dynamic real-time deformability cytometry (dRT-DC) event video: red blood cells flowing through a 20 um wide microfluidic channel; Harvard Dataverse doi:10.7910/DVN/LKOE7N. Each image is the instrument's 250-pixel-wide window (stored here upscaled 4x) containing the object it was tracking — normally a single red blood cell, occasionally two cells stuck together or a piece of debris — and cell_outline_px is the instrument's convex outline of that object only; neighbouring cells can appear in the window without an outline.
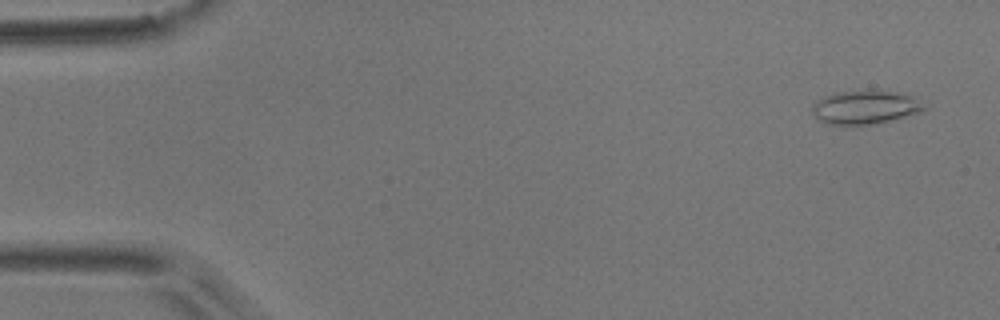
{"species": "common noctule bat (a hibernating species)", "species_latin": "Nyctalus noctula", "temperature_condition": "room temperature", "stored_images_in_passage": 53, "camera_frame_rate_fps": 3000, "um_per_image_px": 0.085, "animal": {"sex": "male", "body_mass_g": 17.9}, "frame": {"image": 1, "passage_image": 3, "time_ms": 0.667, "image_size_px": [1000, 320], "cell_outline_px": [[928, 108], [904, 116], [876, 124], [828, 124], [820, 120], [812, 112], [812, 104], [824, 96], [832, 92], [868, 88], [872, 88], [896, 92], [912, 96]], "centroid_in_image_um": [73.5, 9.06], "position_along_channel_um": 11.5, "area_um2": 22.14}}
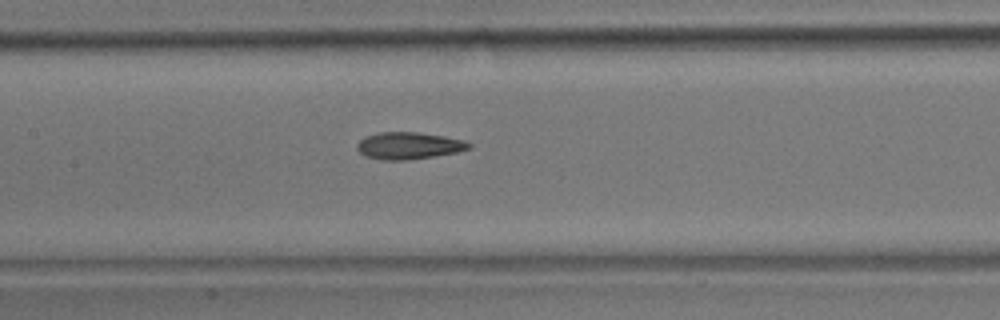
{"frame": {"image": 2, "passage_image": 25, "time_ms": 8.0, "image_size_px": [1000, 320], "cell_outline_px": [[472, 148], [456, 152], [408, 160], [380, 160], [364, 156], [356, 148], [356, 144], [360, 140], [368, 136], [380, 132], [420, 132], [444, 136], [464, 140], [472, 144]], "centroid_in_image_um": [34.74, 12.38], "position_along_channel_um": 172.7, "area_um2": 17.63}}
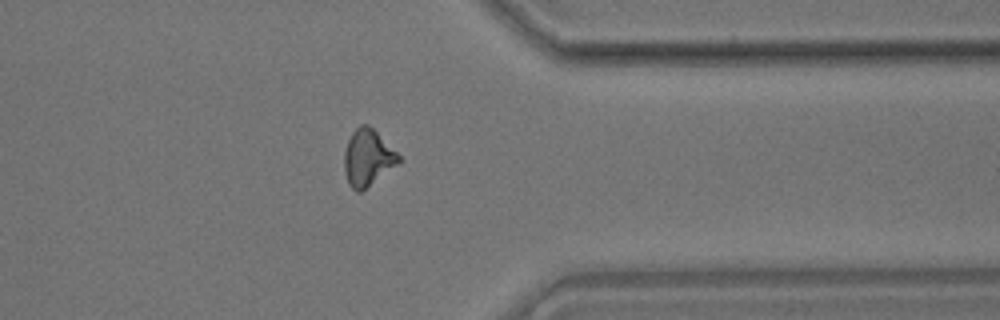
{"frame": {"image": 3, "passage_image": 42, "time_ms": 13.667, "image_size_px": [1000, 320], "cell_outline_px": [[400, 164], [360, 192], [356, 192], [348, 184], [344, 172], [344, 152], [348, 140], [352, 132], [360, 124], [368, 124], [400, 156]], "centroid_in_image_um": [31.24, 13.43], "position_along_channel_um": 380.2, "area_um2": 17.92}, "authors_computed_cell_mechanics": {"area_um2": 17.5712, "velocity_mm_per_s": 3.809, "shape_relaxation_time_tau1_ms": 10.237, "shape_relaxation_time_tau2_ms": 3.114, "deformation_change_tau1": 0.223, "deformation_change_tau2": 0.1164}}